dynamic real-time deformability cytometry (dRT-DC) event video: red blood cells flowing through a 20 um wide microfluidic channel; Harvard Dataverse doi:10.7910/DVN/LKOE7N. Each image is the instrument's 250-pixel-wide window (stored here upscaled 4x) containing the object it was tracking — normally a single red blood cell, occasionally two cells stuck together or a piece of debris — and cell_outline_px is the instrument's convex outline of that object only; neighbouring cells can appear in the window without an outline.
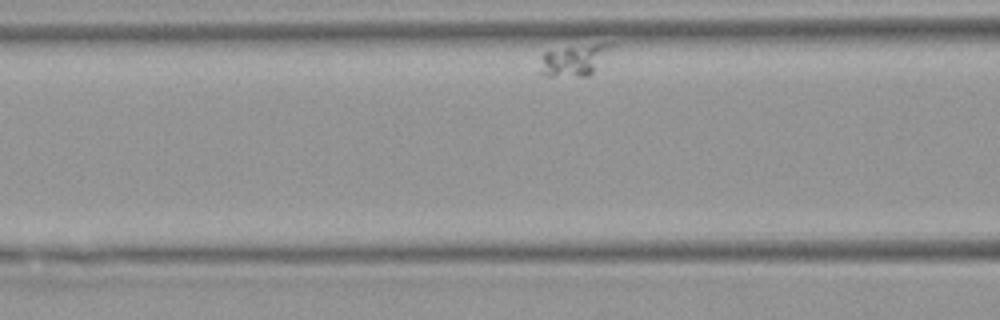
{"species": "Egyptian fruit bat (a non-hibernating species)", "species_latin": "Rousettus aegyptiacus", "temperature_condition": "warm", "stored_images_in_passage": 9, "segment_of_instrument_passage": [1, 2], "camera_frame_rate_fps": 3000, "um_per_image_px": 0.085, "animal": {"sex": "female"}, "frame": {"image": 1, "passage_image": 6, "time_ms": 7.0, "image_size_px": [1000, 320], "cell_outline_px": [[616, 44], [592, 72], [588, 76], [544, 76], [536, 72], [544, 52], [564, 48], [596, 44]], "centroid_in_image_um": [48.73, 5.14], "position_along_channel_um": 117.9, "area_um2": 12.83}}
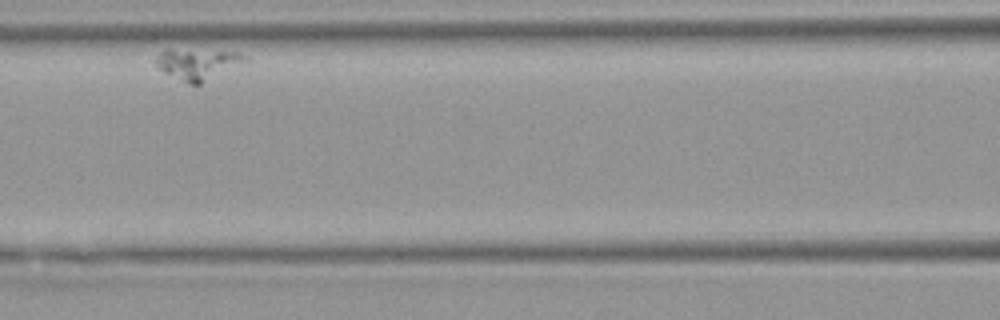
{"frame": {"image": 2, "passage_image": 7, "time_ms": 8.333, "image_size_px": [1000, 320], "cell_outline_px": [[248, 60], [200, 84], [188, 84], [164, 72], [152, 60], [160, 52], [168, 48], [240, 52], [248, 56]], "centroid_in_image_um": [16.77, 5.41], "position_along_channel_um": 149.8, "area_um2": 16.24}}